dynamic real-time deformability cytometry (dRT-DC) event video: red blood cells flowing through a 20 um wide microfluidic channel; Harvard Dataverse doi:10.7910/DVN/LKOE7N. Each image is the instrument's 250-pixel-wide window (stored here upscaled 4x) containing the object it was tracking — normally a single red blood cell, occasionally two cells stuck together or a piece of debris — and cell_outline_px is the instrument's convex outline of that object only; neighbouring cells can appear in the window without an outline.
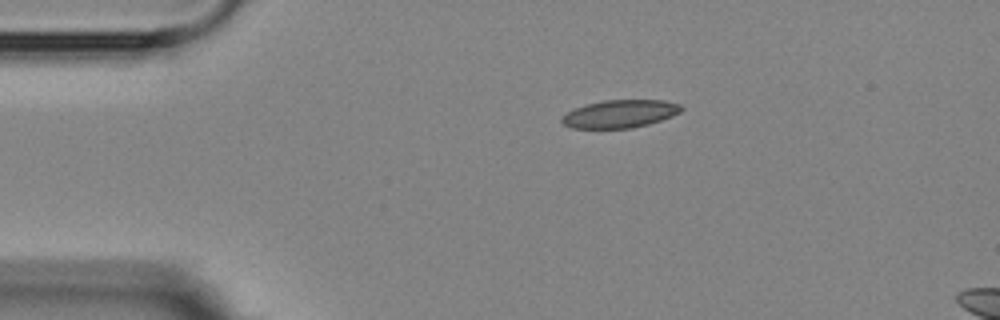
{"species": "Egyptian fruit bat (a non-hibernating species)", "species_latin": "Rousettus aegyptiacus", "temperature_condition": "room temperature", "stored_images_in_passage": 6, "camera_frame_rate_fps": 3000, "um_per_image_px": 0.085, "animal": {"sex": "female"}, "frame": {"image": 1, "passage_image": 1, "time_ms": 0.0, "image_size_px": [1000, 320], "cell_outline_px": [[684, 108], [680, 112], [672, 116], [648, 124], [632, 128], [572, 128], [564, 124], [560, 120], [568, 112], [584, 104], [604, 100], [664, 100], [680, 104]], "centroid_in_image_um": [52.72, 9.67], "position_along_channel_um": 32.3, "area_um2": 19.31}}
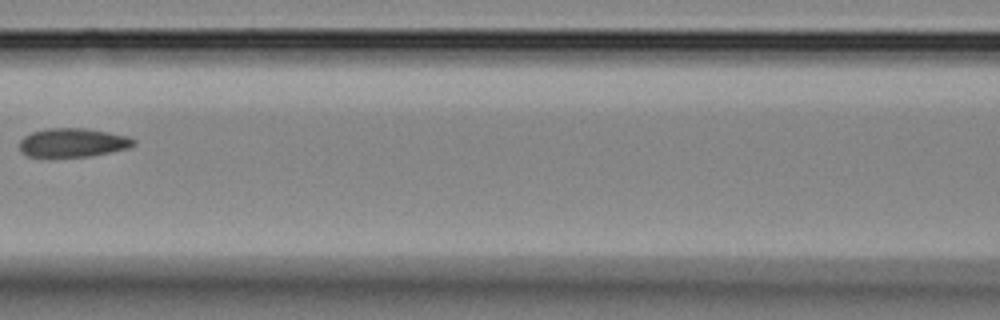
{"frame": {"image": 2, "passage_image": 5, "time_ms": 4.667, "image_size_px": [1000, 320], "cell_outline_px": [[136, 144], [128, 148], [88, 156], [28, 156], [20, 152], [20, 140], [24, 136], [32, 132], [48, 128], [84, 128], [108, 132], [128, 136], [136, 140]], "centroid_in_image_um": [6.19, 12.11], "position_along_channel_um": 160.4, "area_um2": 18.96}}
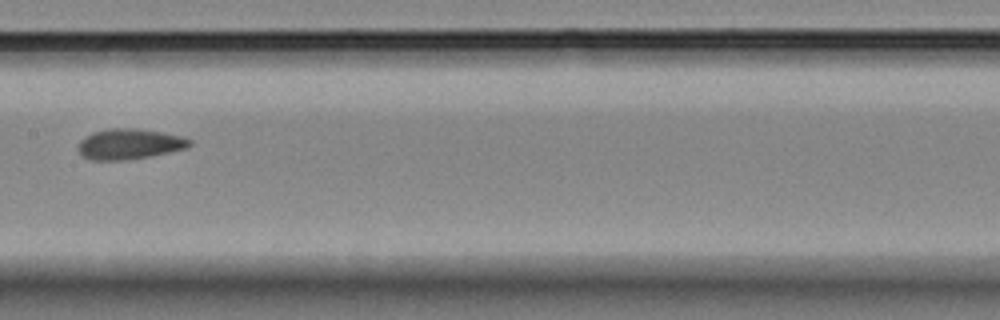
{"frame": {"image": 3, "passage_image": 6, "time_ms": 5.667, "image_size_px": [1000, 320], "cell_outline_px": [[192, 144], [188, 148], [148, 156], [124, 160], [88, 160], [76, 148], [80, 140], [84, 136], [92, 132], [112, 128], [136, 128], [184, 136], [192, 140]], "centroid_in_image_um": [10.99, 12.23], "position_along_channel_um": 196.4, "area_um2": 19.88}}